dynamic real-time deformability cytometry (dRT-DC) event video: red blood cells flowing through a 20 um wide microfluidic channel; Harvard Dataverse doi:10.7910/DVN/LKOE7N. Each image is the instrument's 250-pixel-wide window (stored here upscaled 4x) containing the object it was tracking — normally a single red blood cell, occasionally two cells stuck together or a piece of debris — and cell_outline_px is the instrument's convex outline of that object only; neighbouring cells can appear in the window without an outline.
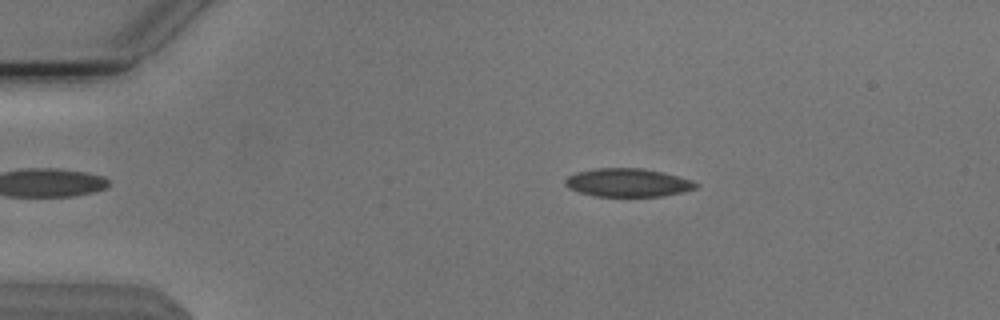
{"species": "Egyptian fruit bat (a non-hibernating species)", "species_latin": "Rousettus aegyptiacus", "temperature_condition": "cold", "stored_images_in_passage": 53, "camera_frame_rate_fps": 3000, "um_per_image_px": 0.085, "animal": {"sex": "male"}, "frame": {"image": 1, "passage_image": 10, "time_ms": 3.0, "image_size_px": [1000, 320], "cell_outline_px": [[700, 184], [696, 188], [680, 192], [660, 196], [592, 196], [568, 188], [564, 184], [564, 180], [568, 176], [576, 172], [596, 168], [644, 168], [664, 172], [680, 176], [692, 180]], "centroid_in_image_um": [53.36, 15.51], "position_along_channel_um": 31.6, "area_um2": 21.68}}
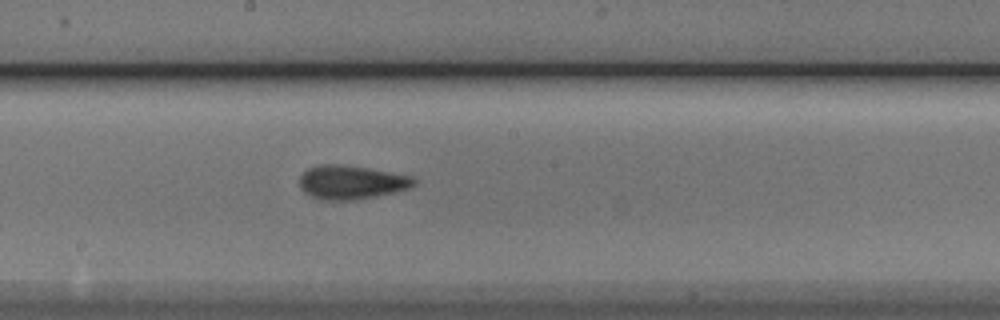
{"frame": {"image": 2, "passage_image": 29, "time_ms": 9.333, "image_size_px": [1000, 320], "cell_outline_px": [[420, 180], [416, 184], [408, 188], [396, 192], [352, 200], [324, 200], [312, 196], [304, 192], [300, 188], [300, 176], [308, 168], [320, 164], [340, 164], [368, 168], [392, 172], [412, 176]], "centroid_in_image_um": [29.89, 15.48], "position_along_channel_um": 218.3, "area_um2": 22.6}}
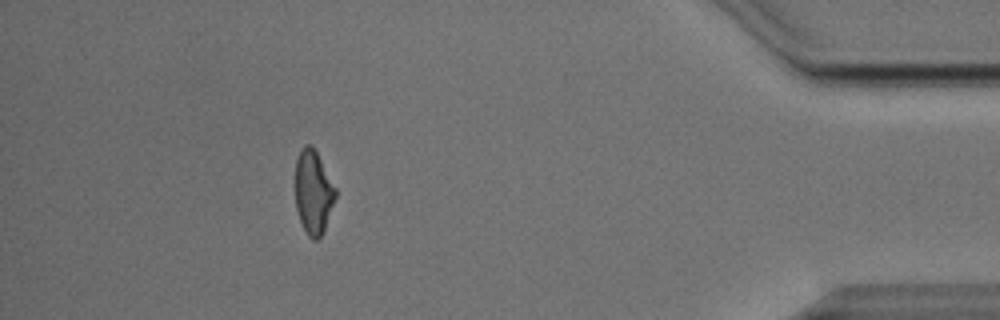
{"frame": {"image": 3, "passage_image": 48, "time_ms": 15.667, "image_size_px": [1000, 320], "cell_outline_px": [[336, 196], [324, 232], [316, 240], [312, 240], [308, 236], [300, 220], [296, 208], [296, 160], [304, 144], [308, 144], [316, 152], [336, 188]], "centroid_in_image_um": [26.64, 16.37], "position_along_channel_um": 408.6, "area_um2": 19.31}, "authors_computed_cell_mechanics": {"area_um2": 21.2704, "velocity_mm_per_s": 3.815, "shape_relaxation_time_tau1_ms": 5.3867, "shape_relaxation_time_tau2_ms": 3.104, "deformation_change_tau1": 0.1353, "deformation_change_tau2": 0.1064}}